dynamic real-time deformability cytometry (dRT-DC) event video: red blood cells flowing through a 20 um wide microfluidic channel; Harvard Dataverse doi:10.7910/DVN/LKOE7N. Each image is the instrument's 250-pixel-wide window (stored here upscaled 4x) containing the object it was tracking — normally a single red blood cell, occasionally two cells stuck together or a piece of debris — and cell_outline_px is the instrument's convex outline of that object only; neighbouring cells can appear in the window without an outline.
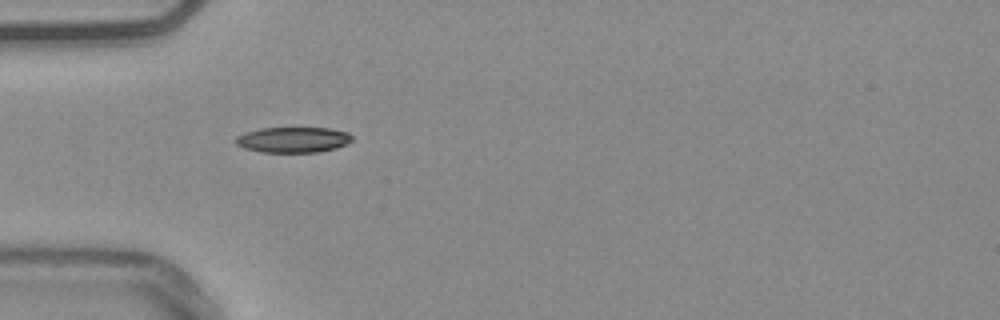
{"species": "common noctule bat (a hibernating species)", "species_latin": "Nyctalus noctula", "temperature_condition": "warm", "stored_images_in_passage": 38, "camera_frame_rate_fps": 3000, "um_per_image_px": 0.085, "animal": {"sex": "male", "body_mass_g": 20.4}, "frame": {"image": 1, "passage_image": 1, "time_ms": 0.0, "image_size_px": [1000, 320], "cell_outline_px": [[352, 140], [348, 144], [336, 148], [320, 152], [260, 152], [244, 148], [236, 144], [232, 140], [236, 136], [244, 132], [260, 128], [328, 128], [348, 132], [352, 136]], "centroid_in_image_um": [24.88, 11.88], "position_along_channel_um": 60.1, "area_um2": 17.57}, "authors_computed_cell_mechanics": {"area_um2": 17.5712, "velocity_mm_per_s": 3.7822, "shape_relaxation_time_tau1_ms": 5.47, "shape_relaxation_time_tau2_ms": 9.9177, "deformation_change_tau1": 0.1387, "deformation_change_tau2": 0.1683}}